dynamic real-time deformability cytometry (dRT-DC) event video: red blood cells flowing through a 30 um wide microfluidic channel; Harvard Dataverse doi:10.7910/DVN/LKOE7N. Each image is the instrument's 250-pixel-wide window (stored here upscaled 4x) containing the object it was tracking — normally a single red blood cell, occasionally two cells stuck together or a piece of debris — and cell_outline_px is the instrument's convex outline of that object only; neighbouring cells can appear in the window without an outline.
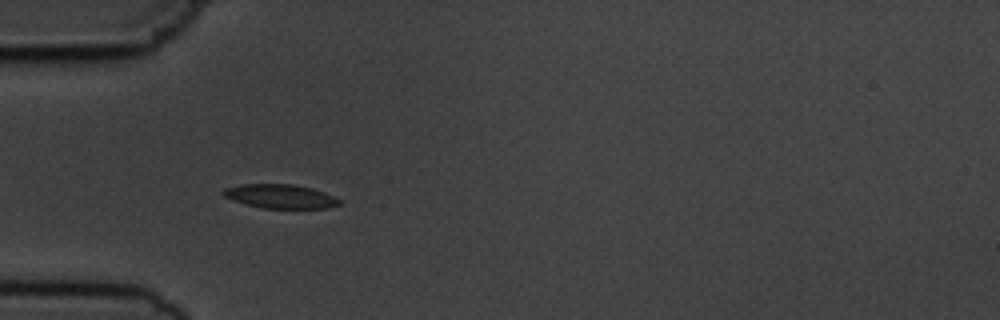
{"species": "common noctule bat (a hibernating species)", "species_latin": "Nyctalus noctula", "temperature_condition": "cold", "stored_images_in_passage": 6, "camera_frame_rate_fps": 3000, "um_per_image_px": 0.085, "animal": {"sex": "male", "body_mass_g": 19.5, "forearm_length_mm": 54.6}, "frame": {"image": 1, "passage_image": 5, "time_ms": 4.667, "image_size_px": [1000, 320], "cell_outline_px": [[340, 204], [324, 208], [260, 208], [232, 200], [224, 196], [220, 192], [224, 188], [244, 184], [292, 184], [312, 188], [324, 192], [340, 200]], "centroid_in_image_um": [23.78, 16.68], "position_along_channel_um": 61.2, "area_um2": 16.13}}
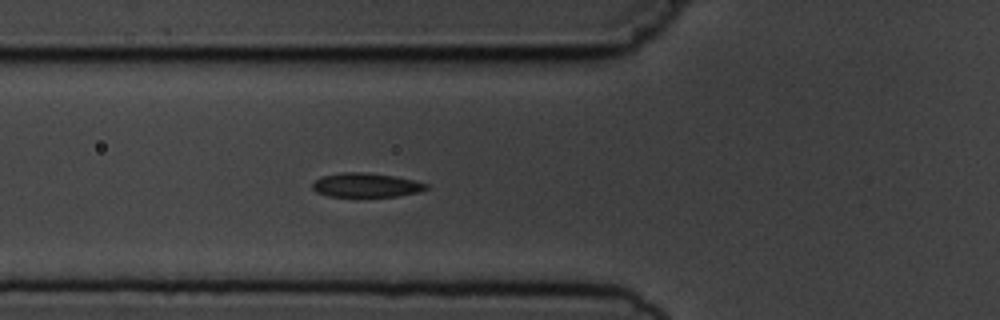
{"frame": {"image": 2, "passage_image": 6, "time_ms": 5.667, "image_size_px": [1000, 320], "cell_outline_px": [[428, 188], [420, 192], [396, 196], [328, 196], [316, 192], [312, 188], [312, 184], [320, 176], [340, 172], [368, 172], [396, 176], [416, 180], [428, 184]], "centroid_in_image_um": [31.13, 15.72], "position_along_channel_um": 94.7, "area_um2": 16.18}}